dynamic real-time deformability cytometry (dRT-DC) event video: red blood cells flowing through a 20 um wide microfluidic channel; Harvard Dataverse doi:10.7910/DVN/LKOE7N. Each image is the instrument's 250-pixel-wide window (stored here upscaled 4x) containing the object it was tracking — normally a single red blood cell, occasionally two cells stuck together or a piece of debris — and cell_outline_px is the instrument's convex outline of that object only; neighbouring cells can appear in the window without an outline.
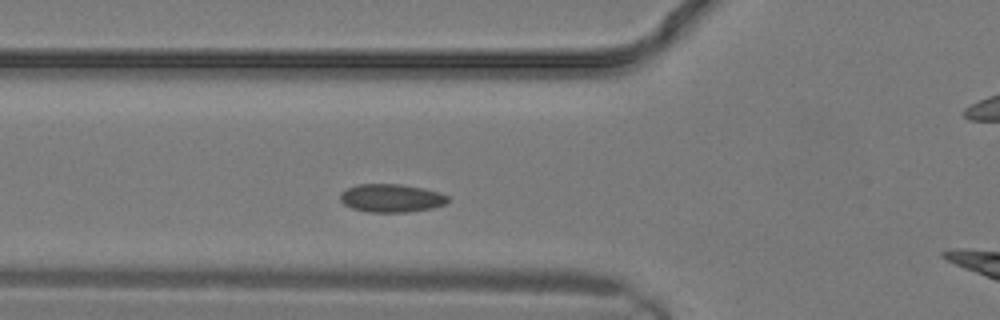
{"species": "common noctule bat (a hibernating species)", "species_latin": "Nyctalus noctula", "temperature_condition": "warm", "stored_images_in_passage": 13, "camera_frame_rate_fps": 3000, "um_per_image_px": 0.085, "animal": {"sex": "male", "body_mass_g": 19.2, "forearm_length_mm": 51.8}, "frame": {"image": 1, "passage_image": 3, "time_ms": 0.667, "image_size_px": [1000, 320], "cell_outline_px": [[448, 200], [444, 204], [432, 208], [404, 212], [368, 212], [352, 208], [344, 204], [340, 200], [340, 192], [356, 184], [400, 184], [424, 188], [440, 192], [448, 196]], "centroid_in_image_um": [33.24, 16.83], "position_along_channel_um": 92.6, "area_um2": 17.69}}
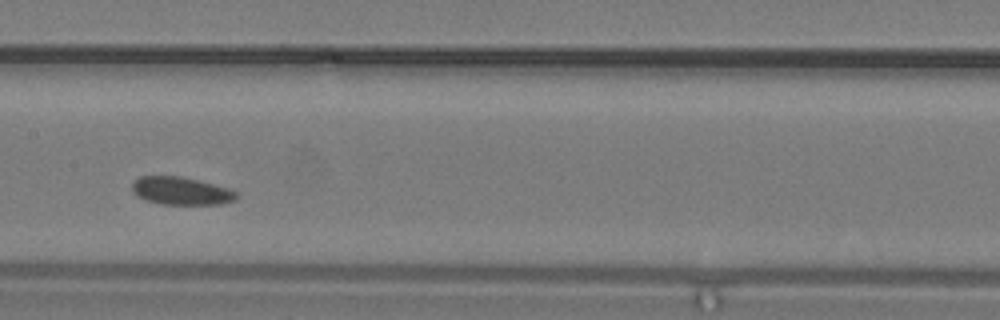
{"frame": {"image": 2, "passage_image": 7, "time_ms": 2.0, "image_size_px": [1000, 320], "cell_outline_px": [[240, 196], [236, 200], [220, 204], [160, 204], [148, 200], [132, 192], [132, 184], [140, 176], [180, 176], [200, 180], [228, 188], [236, 192]], "centroid_in_image_um": [15.44, 16.22], "position_along_channel_um": 192.0, "area_um2": 16.88}}
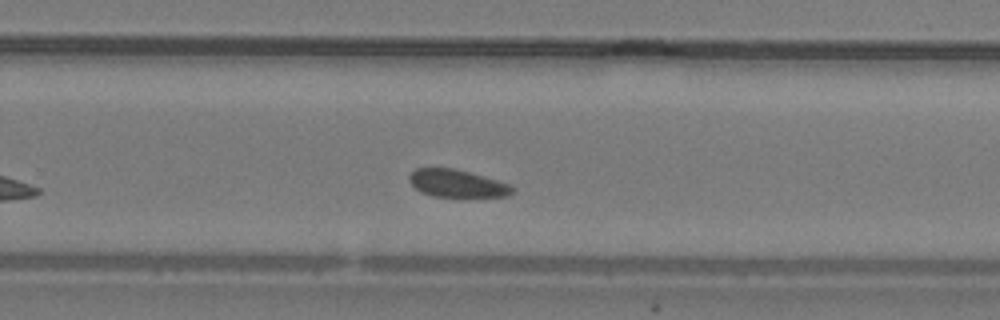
{"frame": {"image": 3, "passage_image": 11, "time_ms": 3.333, "image_size_px": [1000, 320], "cell_outline_px": [[516, 188], [508, 196], [460, 200], [432, 196], [420, 192], [408, 180], [408, 176], [416, 168], [456, 168], [512, 184]], "centroid_in_image_um": [38.91, 15.65], "position_along_channel_um": 290.9, "area_um2": 17.69}}